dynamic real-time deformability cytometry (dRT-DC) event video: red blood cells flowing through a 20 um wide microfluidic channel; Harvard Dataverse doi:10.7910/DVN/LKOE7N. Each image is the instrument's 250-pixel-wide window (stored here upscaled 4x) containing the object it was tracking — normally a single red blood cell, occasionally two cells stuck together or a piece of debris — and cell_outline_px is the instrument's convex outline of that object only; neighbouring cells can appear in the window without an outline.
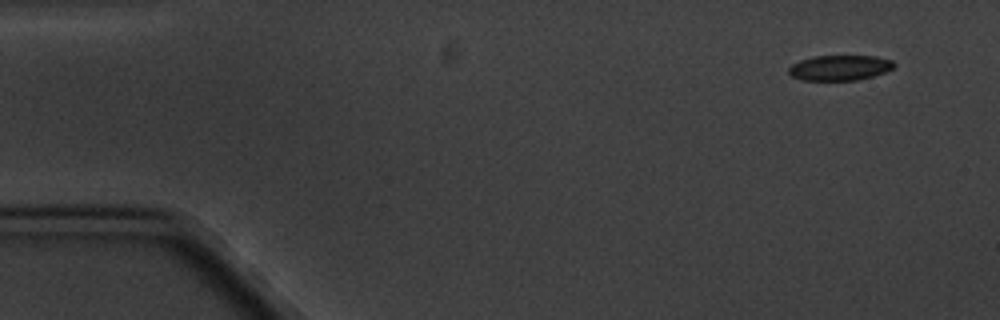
{"species": "common noctule bat (a hibernating species)", "species_latin": "Nyctalus noctula", "temperature_condition": "cold", "stored_images_in_passage": 6, "segment_of_instrument_passage": [1, 2], "camera_frame_rate_fps": 3000, "um_per_image_px": 0.085, "animal": {"sex": "male", "body_mass_g": 20.1, "forearm_length_mm": 53.5}, "frame": {"image": 1, "passage_image": 1, "time_ms": 0.0, "image_size_px": [1000, 320], "cell_outline_px": [[896, 64], [892, 68], [884, 72], [872, 76], [856, 80], [804, 80], [792, 76], [788, 72], [788, 68], [792, 64], [800, 60], [812, 56], [876, 56], [892, 60]], "centroid_in_image_um": [71.37, 5.75], "position_along_channel_um": 13.6, "area_um2": 15.43}}
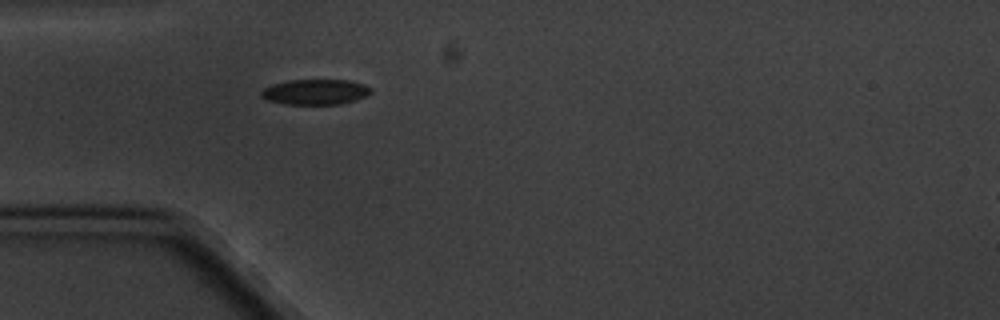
{"frame": {"image": 2, "passage_image": 5, "time_ms": 4.333, "image_size_px": [1000, 320], "cell_outline_px": [[372, 92], [364, 96], [340, 104], [284, 104], [268, 100], [260, 96], [260, 92], [264, 88], [272, 84], [288, 80], [348, 80], [364, 84], [372, 88]], "centroid_in_image_um": [26.77, 7.8], "position_along_channel_um": 58.2, "area_um2": 16.13}}